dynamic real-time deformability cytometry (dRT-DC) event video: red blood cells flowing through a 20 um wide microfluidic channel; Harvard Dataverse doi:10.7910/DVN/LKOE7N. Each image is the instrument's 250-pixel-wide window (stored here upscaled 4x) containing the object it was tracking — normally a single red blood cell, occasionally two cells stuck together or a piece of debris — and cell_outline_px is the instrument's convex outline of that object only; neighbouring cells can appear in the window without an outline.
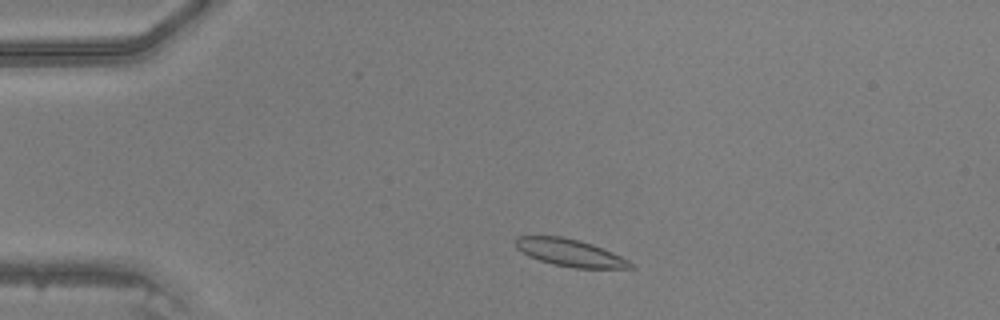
{"species": "common noctule bat (a hibernating species)", "species_latin": "Nyctalus noctula", "temperature_condition": "warm", "stored_images_in_passage": 42, "camera_frame_rate_fps": 3000, "um_per_image_px": 0.085, "animal": {"sex": "male", "body_mass_g": 20.5, "forearm_length_mm": 52.5}, "frame": {"image": 1, "passage_image": 5, "time_ms": 1.333, "image_size_px": [1000, 320], "cell_outline_px": [[636, 268], [572, 268], [552, 264], [528, 256], [516, 248], [516, 236], [560, 236], [580, 240], [592, 244], [612, 252], [636, 264]], "centroid_in_image_um": [48.47, 21.49], "position_along_channel_um": 36.5, "area_um2": 18.32}}
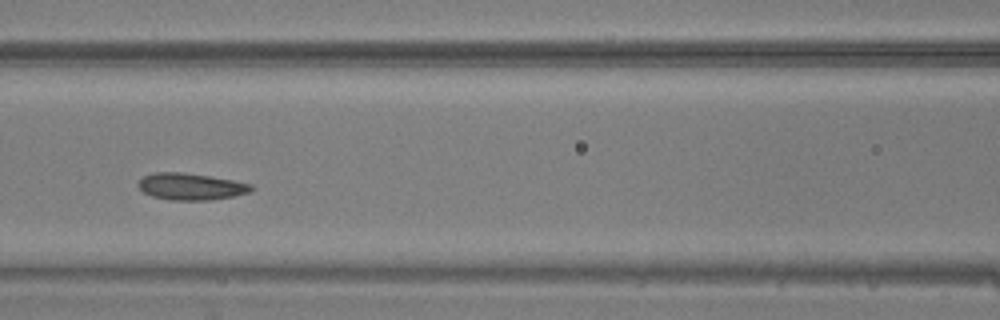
{"frame": {"image": 2, "passage_image": 16, "time_ms": 5.0, "image_size_px": [1000, 320], "cell_outline_px": [[256, 188], [248, 192], [232, 196], [208, 200], [168, 200], [152, 196], [144, 192], [136, 184], [144, 176], [156, 172], [184, 172], [212, 176], [252, 184]], "centroid_in_image_um": [16.22, 15.85], "position_along_channel_um": 150.4, "area_um2": 17.63}}
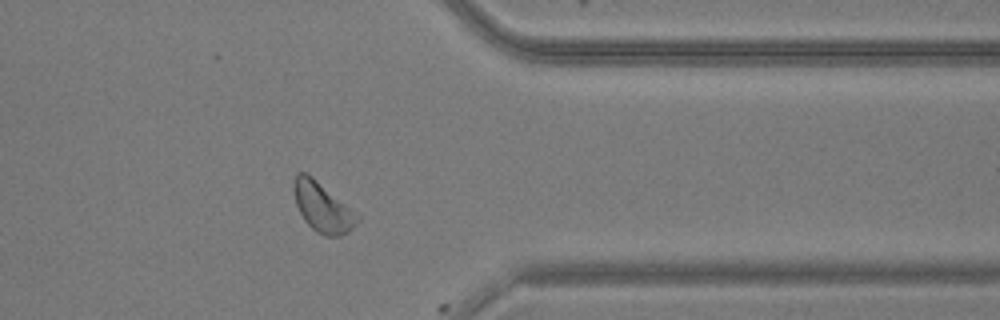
{"frame": {"image": 3, "passage_image": 33, "time_ms": 10.667, "image_size_px": [1000, 320], "cell_outline_px": [[360, 220], [348, 232], [340, 236], [328, 236], [316, 232], [304, 220], [296, 204], [292, 188], [296, 172], [304, 172], [312, 176], [360, 216]], "centroid_in_image_um": [27.4, 17.61], "position_along_channel_um": 384.0, "area_um2": 18.21}}